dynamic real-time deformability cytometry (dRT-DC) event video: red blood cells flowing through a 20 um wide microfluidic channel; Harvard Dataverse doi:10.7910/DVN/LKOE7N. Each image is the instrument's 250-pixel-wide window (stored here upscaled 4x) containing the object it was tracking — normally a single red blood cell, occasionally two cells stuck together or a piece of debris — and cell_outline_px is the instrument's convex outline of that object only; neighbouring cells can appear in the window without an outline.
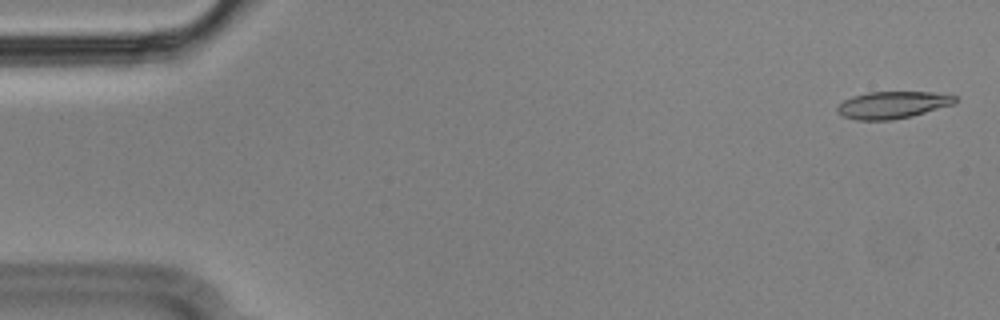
{"species": "Egyptian fruit bat (a non-hibernating species)", "species_latin": "Rousettus aegyptiacus", "temperature_condition": "cold", "stored_images_in_passage": 56, "camera_frame_rate_fps": 3000, "um_per_image_px": 0.085, "animal": {"sex": "male"}, "frame": {"image": 1, "passage_image": 2, "time_ms": 0.333, "image_size_px": [1000, 320], "cell_outline_px": [[956, 104], [912, 116], [892, 120], [856, 120], [844, 116], [836, 112], [836, 108], [844, 100], [852, 96], [868, 92], [932, 92], [956, 96]], "centroid_in_image_um": [75.87, 8.92], "position_along_channel_um": 9.1, "area_um2": 18.67}}
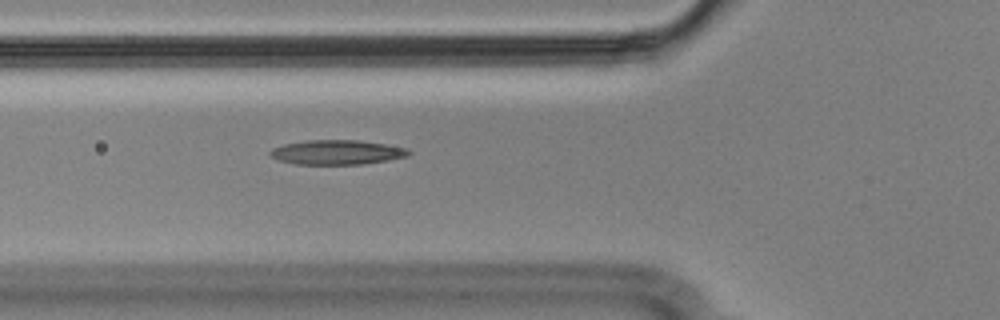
{"frame": {"image": 2, "passage_image": 20, "time_ms": 6.333, "image_size_px": [1000, 320], "cell_outline_px": [[412, 152], [408, 156], [388, 160], [360, 164], [296, 164], [280, 160], [272, 156], [268, 152], [272, 148], [284, 144], [308, 140], [360, 140], [408, 148]], "centroid_in_image_um": [28.66, 12.94], "position_along_channel_um": 97.1, "area_um2": 19.71}}
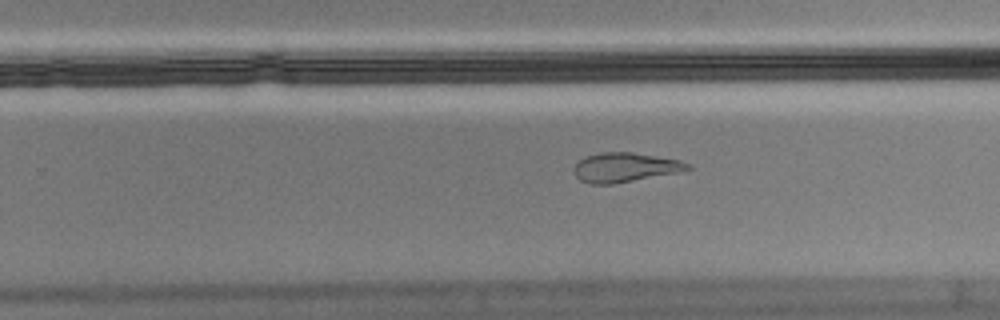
{"frame": {"image": 3, "passage_image": 35, "time_ms": 11.333, "image_size_px": [1000, 320], "cell_outline_px": [[692, 168], [676, 172], [612, 184], [592, 184], [580, 180], [576, 176], [572, 168], [584, 156], [600, 152], [632, 152], [680, 160], [692, 164]], "centroid_in_image_um": [53.09, 14.21], "position_along_channel_um": 276.7, "area_um2": 19.31}, "authors_computed_cell_mechanics": {"area_um2": 19.7965, "velocity_mm_per_s": 3.5865, "shape_relaxation_time_tau1_ms": null, "shape_relaxation_time_tau2_ms": 2.8984, "deformation_change_tau1": null, "deformation_change_tau2": 0.1124}}